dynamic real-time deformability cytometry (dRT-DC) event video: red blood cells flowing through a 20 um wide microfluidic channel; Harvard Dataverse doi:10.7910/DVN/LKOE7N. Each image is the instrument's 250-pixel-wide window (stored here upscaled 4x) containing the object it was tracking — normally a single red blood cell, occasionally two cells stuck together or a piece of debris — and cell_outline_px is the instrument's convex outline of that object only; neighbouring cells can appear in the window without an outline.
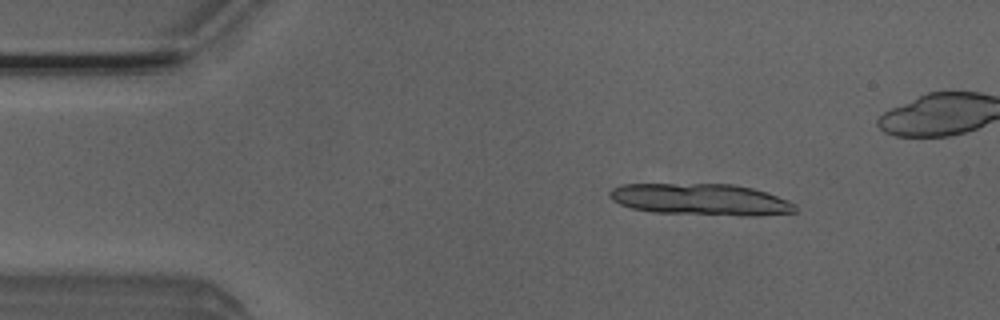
{"species": "Egyptian fruit bat (a non-hibernating species)", "species_latin": "Rousettus aegyptiacus", "temperature_condition": "room temperature", "stored_images_in_passage": 5, "camera_frame_rate_fps": 3000, "um_per_image_px": 0.085, "animal": {"sex": "male"}, "frame": {"image": 1, "passage_image": 2, "time_ms": 0.333, "image_size_px": [1000, 320], "cell_outline_px": [[796, 212], [760, 216], [744, 216], [652, 212], [632, 208], [620, 204], [612, 200], [608, 192], [612, 188], [624, 184], [732, 184], [752, 188], [768, 192], [788, 200], [796, 204]], "centroid_in_image_um": [59.61, 16.96], "position_along_channel_um": 25.4, "area_um2": 34.39}}